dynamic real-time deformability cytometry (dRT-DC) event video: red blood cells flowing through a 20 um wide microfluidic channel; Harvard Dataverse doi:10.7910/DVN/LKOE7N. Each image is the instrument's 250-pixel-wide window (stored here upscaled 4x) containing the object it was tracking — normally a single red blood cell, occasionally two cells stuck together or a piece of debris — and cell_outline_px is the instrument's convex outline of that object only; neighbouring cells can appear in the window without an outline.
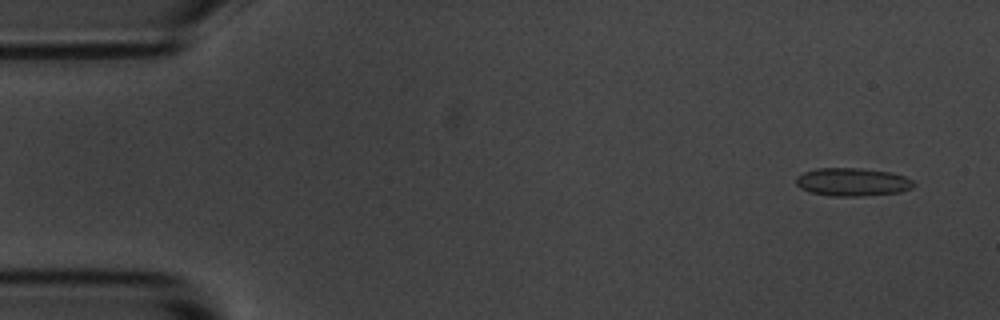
{"species": "common noctule bat (a hibernating species)", "species_latin": "Nyctalus noctula", "temperature_condition": "room temperature", "stored_images_in_passage": 5, "camera_frame_rate_fps": 3000, "um_per_image_px": 0.085, "animal": {"sex": "male", "body_mass_g": 20.1, "forearm_length_mm": 53.5}, "frame": {"image": 1, "passage_image": 1, "time_ms": 0.0, "image_size_px": [1000, 320], "cell_outline_px": [[916, 184], [912, 188], [900, 192], [860, 196], [832, 196], [808, 192], [800, 188], [796, 184], [796, 176], [804, 172], [816, 168], [860, 168], [892, 172], [904, 176], [912, 180]], "centroid_in_image_um": [72.45, 15.47], "position_along_channel_um": 12.6, "area_um2": 19.42}}